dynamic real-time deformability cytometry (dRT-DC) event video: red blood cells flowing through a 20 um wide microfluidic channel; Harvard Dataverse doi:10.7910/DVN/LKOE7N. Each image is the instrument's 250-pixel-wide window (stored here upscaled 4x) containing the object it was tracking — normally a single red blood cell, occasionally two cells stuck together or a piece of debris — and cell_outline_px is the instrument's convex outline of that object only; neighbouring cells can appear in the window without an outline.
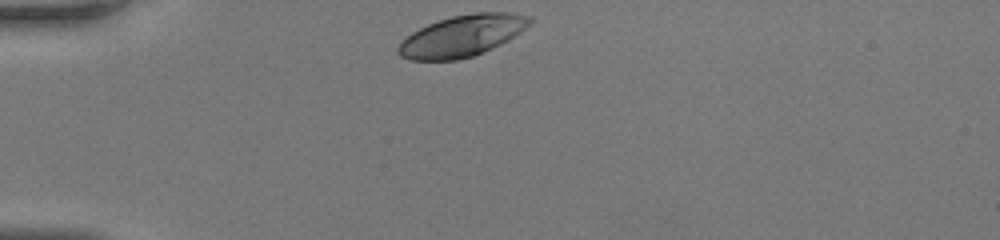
{"species": "human", "species_latin": "Homo sapiens", "temperature_condition": "room temperature", "stored_images_in_passage": 26, "camera_frame_rate_fps": 3000, "um_per_image_px": 0.085, "donor": {"sex": "female"}, "frame": {"image": 1, "passage_image": 1, "time_ms": 0.0, "image_size_px": [1000, 240], "cell_outline_px": [[532, 20], [520, 32], [508, 40], [492, 48], [472, 56], [456, 60], [408, 60], [400, 56], [396, 52], [396, 48], [412, 32], [428, 24], [452, 16], [476, 12], [512, 12], [532, 16]], "centroid_in_image_um": [39.27, 3.04], "position_along_channel_um": 45.7, "area_um2": 31.5}}
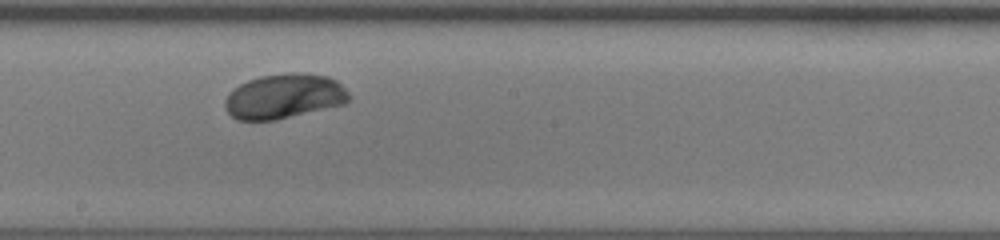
{"frame": {"image": 2, "passage_image": 15, "time_ms": 4.667, "image_size_px": [1000, 240], "cell_outline_px": [[352, 96], [344, 104], [276, 120], [236, 120], [224, 108], [224, 100], [228, 92], [240, 84], [248, 80], [260, 76], [296, 72], [300, 72], [328, 76], [336, 80]], "centroid_in_image_um": [24.13, 8.18], "position_along_channel_um": 224.1, "area_um2": 32.48}}
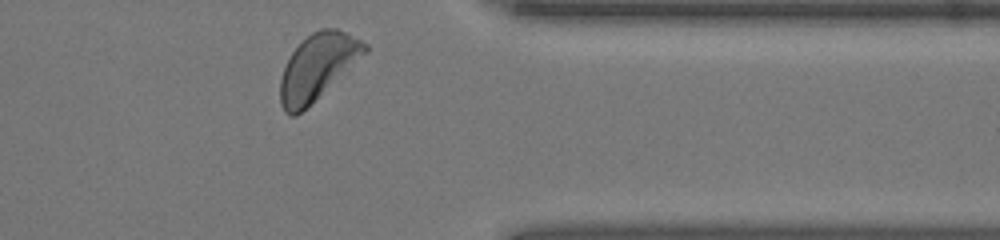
{"frame": {"image": 3, "passage_image": 26, "time_ms": 8.333, "image_size_px": [1000, 240], "cell_outline_px": [[368, 52], [296, 116], [288, 116], [284, 112], [280, 104], [280, 80], [284, 68], [292, 52], [312, 32], [320, 28], [336, 28], [348, 32], [368, 44]], "centroid_in_image_um": [27.0, 5.67], "position_along_channel_um": 384.4, "area_um2": 32.08}}